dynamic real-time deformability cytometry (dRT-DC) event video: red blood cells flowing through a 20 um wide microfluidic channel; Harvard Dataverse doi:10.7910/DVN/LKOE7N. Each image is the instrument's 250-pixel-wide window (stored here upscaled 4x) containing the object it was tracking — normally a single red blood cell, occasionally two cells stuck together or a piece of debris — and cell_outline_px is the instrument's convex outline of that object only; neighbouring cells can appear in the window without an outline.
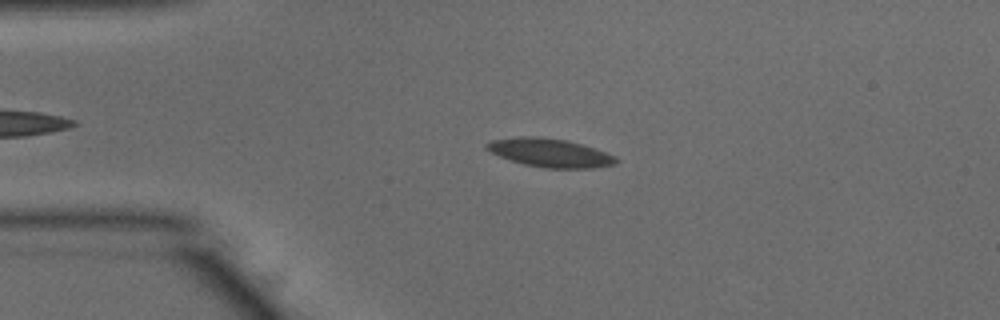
{"species": "common noctule bat (a hibernating species)", "species_latin": "Nyctalus noctula", "temperature_condition": "warm", "stored_images_in_passage": 51, "camera_frame_rate_fps": 3000, "um_per_image_px": 0.085, "animal": {"sex": "male", "body_mass_g": 15.6}, "frame": {"image": 1, "passage_image": 10, "time_ms": 3.0, "image_size_px": [1000, 320], "cell_outline_px": [[620, 160], [616, 164], [592, 168], [544, 168], [524, 164], [500, 156], [484, 148], [484, 144], [492, 140], [520, 136], [536, 136], [568, 140], [596, 148], [616, 156]], "centroid_in_image_um": [46.78, 12.98], "position_along_channel_um": 38.2, "area_um2": 21.62}}
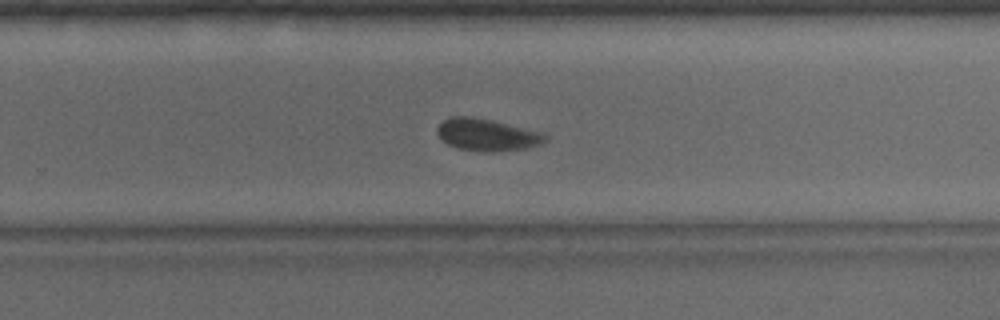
{"frame": {"image": 2, "passage_image": 32, "time_ms": 10.333, "image_size_px": [1000, 320], "cell_outline_px": [[548, 140], [540, 144], [528, 148], [484, 152], [456, 148], [448, 144], [436, 132], [436, 128], [444, 120], [452, 116], [472, 116], [492, 120], [548, 132]], "centroid_in_image_um": [41.47, 11.44], "position_along_channel_um": 288.3, "area_um2": 20.52}}
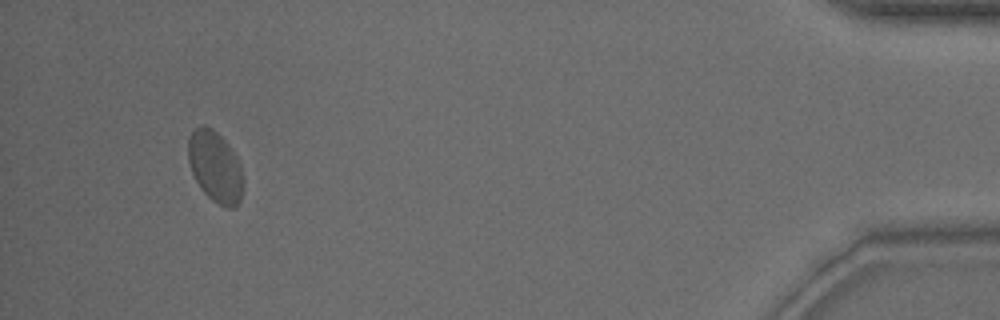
{"frame": {"image": 3, "passage_image": 48, "time_ms": 15.667, "image_size_px": [1000, 320], "cell_outline_px": [[244, 180], [240, 200], [232, 208], [228, 208], [212, 200], [200, 188], [192, 172], [188, 160], [188, 136], [200, 124], [204, 124], [212, 128], [228, 144], [236, 156], [240, 164]], "centroid_in_image_um": [18.29, 14.15], "position_along_channel_um": 416.9, "area_um2": 22.77}, "authors_computed_cell_mechanics": {"area_um2": 20.5768, "velocity_mm_per_s": 3.7891, "shape_relaxation_time_tau1_ms": 3.1246, "shape_relaxation_time_tau2_ms": 1.0103, "deformation_change_tau1": 0.1024, "deformation_change_tau2": 0.0554}}